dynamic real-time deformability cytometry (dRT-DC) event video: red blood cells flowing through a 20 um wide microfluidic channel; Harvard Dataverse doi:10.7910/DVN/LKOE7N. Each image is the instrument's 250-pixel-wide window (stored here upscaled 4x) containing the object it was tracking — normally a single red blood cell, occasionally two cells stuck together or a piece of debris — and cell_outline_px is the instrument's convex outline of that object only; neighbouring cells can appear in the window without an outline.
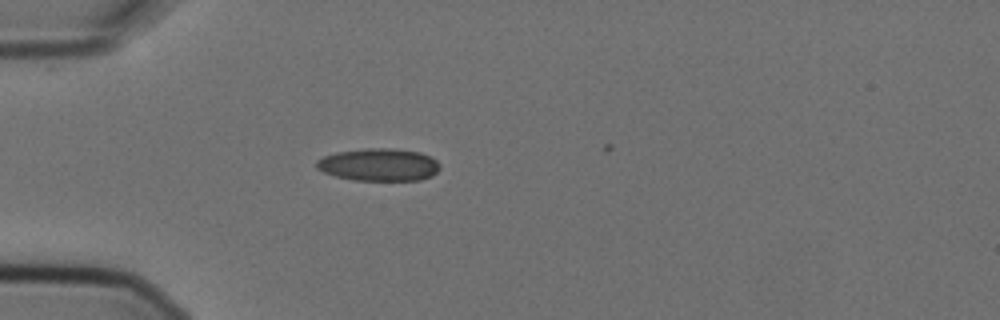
{"species": "Egyptian fruit bat (a non-hibernating species)", "species_latin": "Rousettus aegyptiacus", "temperature_condition": "cold", "stored_images_in_passage": 2, "camera_frame_rate_fps": 3000, "um_per_image_px": 0.085, "animal": {"sex": "female"}, "frame": {"image": 1, "passage_image": 2, "time_ms": 0.333, "image_size_px": [1000, 320], "cell_outline_px": [[440, 168], [432, 176], [420, 180], [356, 180], [336, 176], [324, 172], [316, 168], [316, 160], [324, 156], [336, 152], [368, 148], [392, 148], [420, 152], [432, 156], [440, 164]], "centroid_in_image_um": [32.23, 13.99], "position_along_channel_um": 52.8, "area_um2": 23.47}}